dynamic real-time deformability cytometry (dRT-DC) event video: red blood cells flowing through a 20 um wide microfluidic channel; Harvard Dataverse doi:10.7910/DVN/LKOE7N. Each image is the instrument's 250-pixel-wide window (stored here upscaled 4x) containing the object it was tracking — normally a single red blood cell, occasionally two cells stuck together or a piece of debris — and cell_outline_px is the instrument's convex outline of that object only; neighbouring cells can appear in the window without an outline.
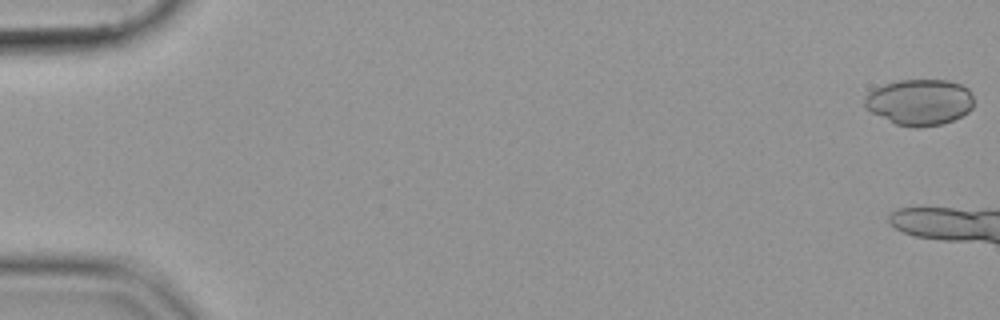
{"species": "common noctule bat (a hibernating species)", "species_latin": "Nyctalus noctula", "temperature_condition": "cold", "stored_images_in_passage": 6, "camera_frame_rate_fps": 3000, "um_per_image_px": 0.085, "animal": {"sex": "female", "body_mass_g": 19.9}, "frame": {"image": 1, "passage_image": 1, "time_ms": 0.0, "image_size_px": [1000, 320], "cell_outline_px": [[972, 108], [968, 112], [944, 124], [920, 128], [912, 128], [896, 124], [864, 108], [864, 96], [868, 92], [884, 84], [900, 80], [948, 80], [960, 84], [968, 88], [972, 96]], "centroid_in_image_um": [78.15, 8.69], "position_along_channel_um": 6.8, "area_um2": 29.42}}